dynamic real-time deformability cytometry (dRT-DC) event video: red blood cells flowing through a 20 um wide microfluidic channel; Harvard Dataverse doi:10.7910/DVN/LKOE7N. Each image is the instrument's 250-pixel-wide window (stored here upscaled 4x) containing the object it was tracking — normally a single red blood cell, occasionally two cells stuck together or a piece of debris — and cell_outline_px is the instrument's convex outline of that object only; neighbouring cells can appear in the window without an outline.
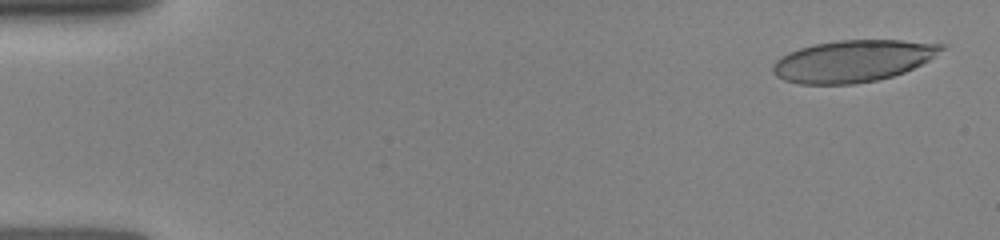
{"species": "human", "species_latin": "Homo sapiens", "temperature_condition": "room temperature", "stored_images_in_passage": 7, "camera_frame_rate_fps": 3000, "um_per_image_px": 0.085, "donor": {"sex": "female"}, "frame": {"image": 1, "passage_image": 1, "time_ms": 0.0, "image_size_px": [1000, 240], "cell_outline_px": [[948, 44], [944, 48], [928, 60], [904, 72], [892, 76], [876, 80], [852, 84], [800, 84], [784, 80], [776, 76], [772, 72], [772, 64], [780, 56], [788, 52], [812, 44], [840, 40], [900, 40]], "centroid_in_image_um": [72.45, 5.18], "position_along_channel_um": 12.5, "area_um2": 41.04}}
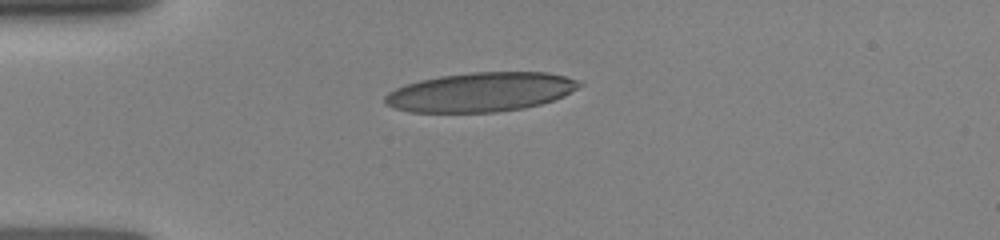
{"frame": {"image": 2, "passage_image": 4, "time_ms": 3.333, "image_size_px": [1000, 240], "cell_outline_px": [[584, 84], [564, 96], [540, 104], [524, 108], [496, 112], [412, 112], [396, 108], [384, 104], [384, 96], [388, 92], [404, 84], [420, 80], [440, 76], [472, 72], [548, 72], [580, 80]], "centroid_in_image_um": [40.86, 7.82], "position_along_channel_um": 44.1, "area_um2": 44.51}}
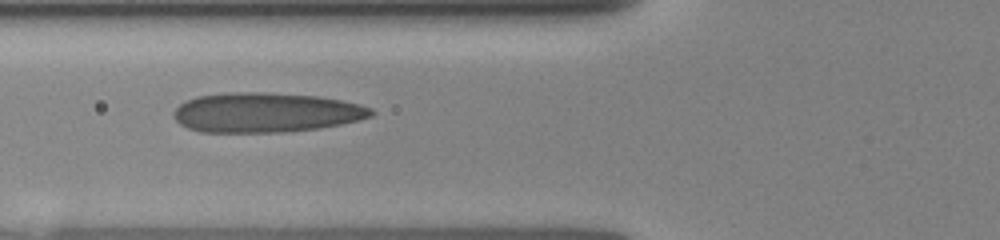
{"frame": {"image": 3, "passage_image": 6, "time_ms": 5.333, "image_size_px": [1000, 240], "cell_outline_px": [[376, 112], [372, 116], [340, 124], [316, 128], [280, 132], [200, 132], [188, 128], [180, 124], [172, 116], [172, 112], [180, 104], [196, 96], [228, 92], [264, 92], [316, 96], [340, 100], [360, 104], [372, 108]], "centroid_in_image_um": [22.56, 9.56], "position_along_channel_um": 103.2, "area_um2": 45.6}}